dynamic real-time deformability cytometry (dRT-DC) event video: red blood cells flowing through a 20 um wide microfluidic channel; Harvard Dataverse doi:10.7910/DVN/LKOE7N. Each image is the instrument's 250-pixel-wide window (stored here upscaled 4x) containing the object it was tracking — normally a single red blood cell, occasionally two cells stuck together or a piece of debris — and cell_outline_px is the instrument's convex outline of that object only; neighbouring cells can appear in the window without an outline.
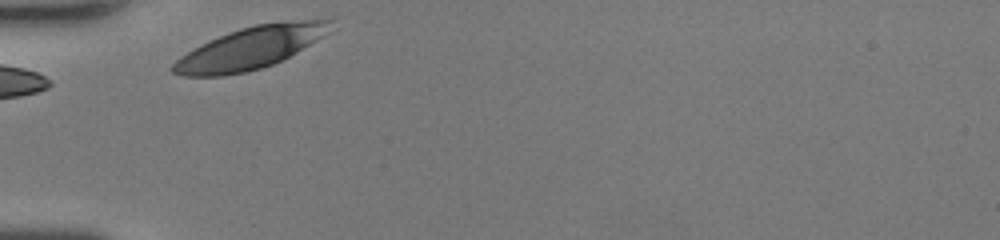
{"species": "human", "species_latin": "Homo sapiens", "temperature_condition": "room temperature", "stored_images_in_passage": 4, "camera_frame_rate_fps": 3000, "um_per_image_px": 0.085, "donor": {"sex": "female"}, "frame": {"image": 1, "passage_image": 1, "time_ms": 0.0, "image_size_px": [1000, 240], "cell_outline_px": [[336, 16], [320, 36], [316, 40], [296, 52], [272, 64], [260, 68], [244, 72], [220, 76], [184, 76], [172, 72], [168, 68], [180, 56], [200, 44], [228, 32], [240, 28], [256, 24], [284, 20], [328, 16]], "centroid_in_image_um": [21.28, 4.03], "position_along_channel_um": 63.7, "area_um2": 38.67}}
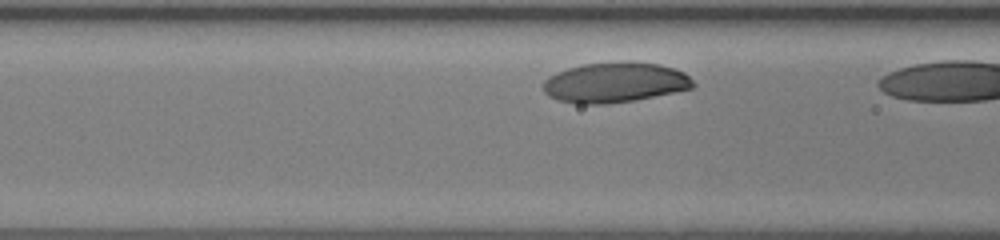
{"frame": {"image": 2, "passage_image": 3, "time_ms": 0.667, "image_size_px": [1000, 240], "cell_outline_px": [[696, 84], [692, 88], [632, 100], [604, 104], [576, 104], [556, 100], [548, 96], [544, 92], [544, 80], [548, 76], [556, 72], [568, 68], [584, 64], [624, 60], [660, 64], [684, 72]], "centroid_in_image_um": [52.22, 6.99], "position_along_channel_um": 114.4, "area_um2": 35.2}}